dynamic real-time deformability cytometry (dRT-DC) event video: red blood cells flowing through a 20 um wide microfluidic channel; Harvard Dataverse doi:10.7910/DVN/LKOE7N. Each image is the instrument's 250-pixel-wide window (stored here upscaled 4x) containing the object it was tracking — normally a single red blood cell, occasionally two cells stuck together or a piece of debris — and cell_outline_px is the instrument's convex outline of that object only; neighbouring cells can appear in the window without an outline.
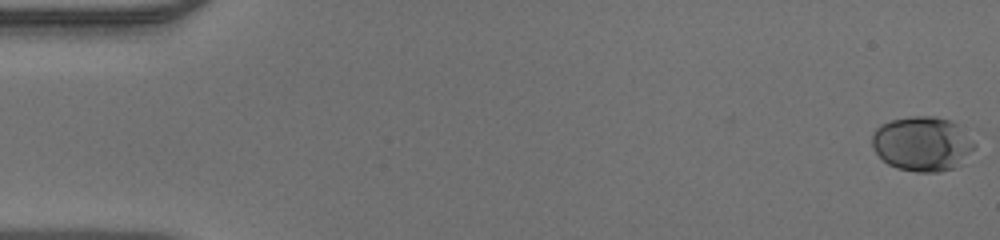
{"species": "human", "species_latin": "Homo sapiens", "temperature_condition": "warm", "stored_images_in_passage": 49, "camera_frame_rate_fps": 3000, "um_per_image_px": 0.085, "donor": {"sex": "male"}, "frame": {"image": 1, "passage_image": 1, "time_ms": 0.0, "image_size_px": [1000, 240], "cell_outline_px": [[976, 144], [956, 168], [940, 172], [916, 172], [896, 168], [888, 164], [876, 152], [872, 144], [872, 132], [880, 124], [892, 120], [908, 116], [936, 116], [952, 120], [976, 140]], "centroid_in_image_um": [78.4, 12.21], "position_along_channel_um": 6.6, "area_um2": 32.89}}
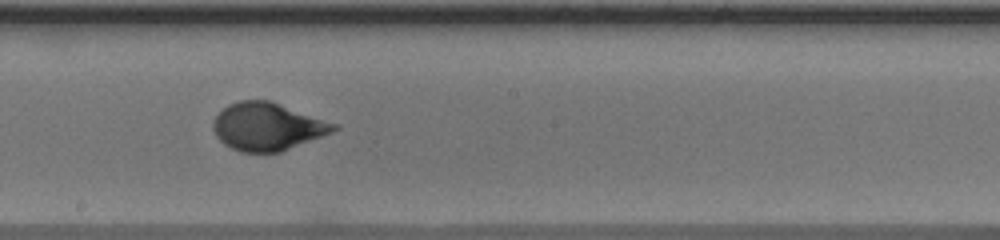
{"frame": {"image": 2, "passage_image": 28, "time_ms": 9.0, "image_size_px": [1000, 240], "cell_outline_px": [[340, 128], [332, 132], [280, 152], [240, 152], [224, 144], [216, 136], [212, 128], [212, 120], [228, 104], [240, 100], [272, 100], [340, 124]], "centroid_in_image_um": [22.75, 10.74], "position_along_channel_um": 225.4, "area_um2": 33.87}}
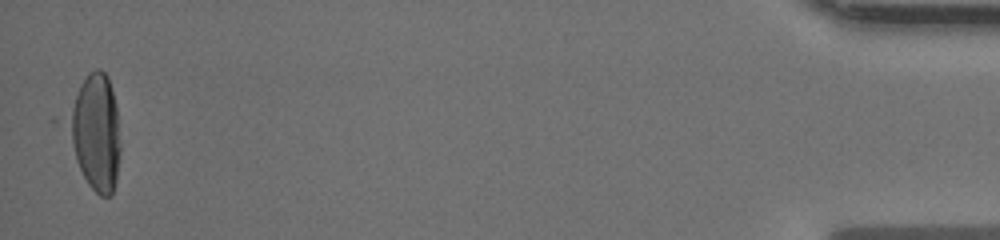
{"frame": {"image": 3, "passage_image": 49, "time_ms": 16.0, "image_size_px": [1000, 240], "cell_outline_px": [[120, 152], [116, 180], [112, 196], [100, 196], [88, 184], [48, 120], [88, 72], [96, 68], [100, 68], [108, 76], [116, 104], [120, 144]], "centroid_in_image_um": [7.77, 11.11], "position_along_channel_um": 427.4, "area_um2": 40.92}}